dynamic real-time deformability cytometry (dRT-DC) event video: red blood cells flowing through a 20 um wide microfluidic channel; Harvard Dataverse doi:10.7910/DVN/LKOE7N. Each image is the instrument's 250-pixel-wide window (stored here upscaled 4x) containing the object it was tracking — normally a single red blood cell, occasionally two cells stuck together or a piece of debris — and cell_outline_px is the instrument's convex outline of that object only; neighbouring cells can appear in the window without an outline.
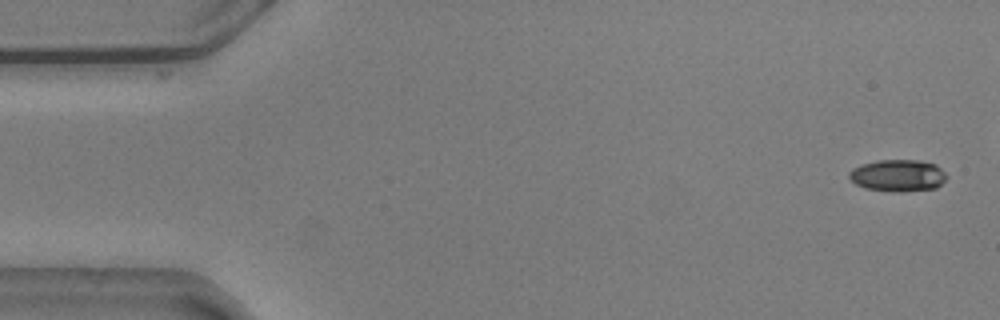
{"species": "common noctule bat (a hibernating species)", "species_latin": "Nyctalus noctula", "temperature_condition": "warm", "stored_images_in_passage": 6, "camera_frame_rate_fps": 3000, "um_per_image_px": 0.085, "animal": {"sex": "male", "body_mass_g": 20.5, "forearm_length_mm": 52.5}, "frame": {"image": 1, "passage_image": 1, "time_ms": 0.0, "image_size_px": [1000, 320], "cell_outline_px": [[948, 176], [936, 188], [900, 192], [864, 188], [856, 184], [848, 176], [848, 172], [852, 168], [864, 164], [880, 160], [920, 160], [936, 164]], "centroid_in_image_um": [76.33, 14.91], "position_along_channel_um": 8.7, "area_um2": 18.03}}